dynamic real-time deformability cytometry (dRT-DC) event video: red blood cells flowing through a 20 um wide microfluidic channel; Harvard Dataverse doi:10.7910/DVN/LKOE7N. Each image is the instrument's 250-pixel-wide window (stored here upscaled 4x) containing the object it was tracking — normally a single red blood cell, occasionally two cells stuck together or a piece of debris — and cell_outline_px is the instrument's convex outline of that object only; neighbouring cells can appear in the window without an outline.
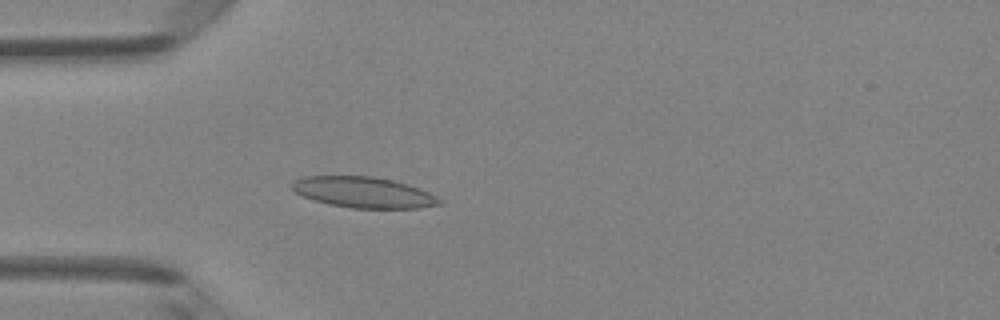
{"species": "Egyptian fruit bat (a non-hibernating species)", "species_latin": "Rousettus aegyptiacus", "temperature_condition": "room temperature", "stored_images_in_passage": 4, "camera_frame_rate_fps": 3000, "um_per_image_px": 0.085, "animal": {"sex": "female"}, "frame": {"image": 1, "passage_image": 4, "time_ms": 1.0, "image_size_px": [1000, 320], "cell_outline_px": [[444, 204], [420, 208], [352, 208], [328, 204], [304, 196], [296, 192], [292, 188], [292, 184], [296, 180], [304, 176], [376, 176], [408, 184], [428, 192], [444, 200]], "centroid_in_image_um": [30.97, 16.35], "position_along_channel_um": 54.0, "area_um2": 26.47}}